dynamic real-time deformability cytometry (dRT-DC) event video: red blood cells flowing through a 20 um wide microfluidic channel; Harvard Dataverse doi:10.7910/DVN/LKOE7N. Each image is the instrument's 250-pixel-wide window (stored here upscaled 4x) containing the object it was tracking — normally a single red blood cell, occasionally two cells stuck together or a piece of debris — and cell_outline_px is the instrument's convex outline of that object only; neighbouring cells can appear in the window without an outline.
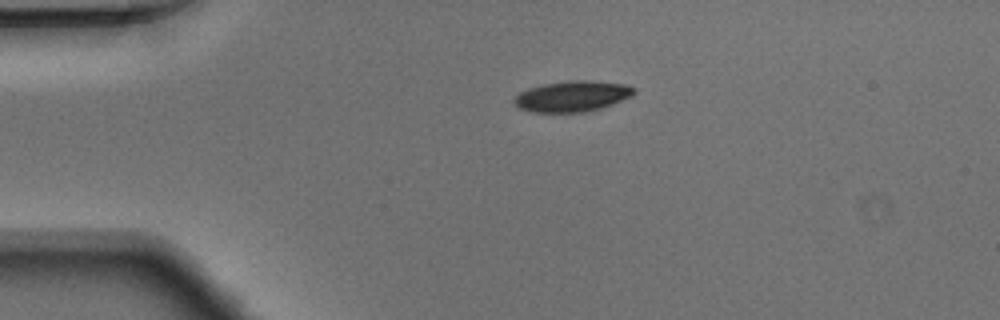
{"species": "Egyptian fruit bat (a non-hibernating species)", "species_latin": "Rousettus aegyptiacus", "temperature_condition": "warm", "stored_images_in_passage": 38, "camera_frame_rate_fps": 3000, "um_per_image_px": 0.085, "animal": {"sex": "male"}, "frame": {"image": 1, "passage_image": 1, "time_ms": 0.0, "image_size_px": [1000, 320], "cell_outline_px": [[636, 92], [632, 96], [612, 104], [600, 108], [584, 112], [532, 112], [520, 108], [512, 100], [520, 92], [528, 88], [544, 84], [568, 80], [588, 80], [624, 84], [636, 88]], "centroid_in_image_um": [48.66, 8.17], "position_along_channel_um": 36.3, "area_um2": 21.44}}
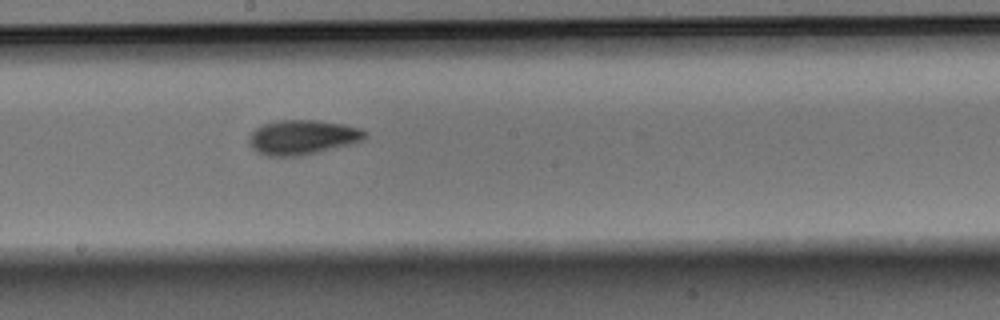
{"frame": {"image": 2, "passage_image": 17, "time_ms": 5.333, "image_size_px": [1000, 320], "cell_outline_px": [[368, 136], [360, 140], [348, 144], [300, 156], [268, 156], [252, 148], [248, 144], [248, 140], [252, 132], [256, 128], [264, 124], [276, 120], [320, 120], [344, 124], [360, 128]], "centroid_in_image_um": [25.67, 11.65], "position_along_channel_um": 222.5, "area_um2": 23.12}}
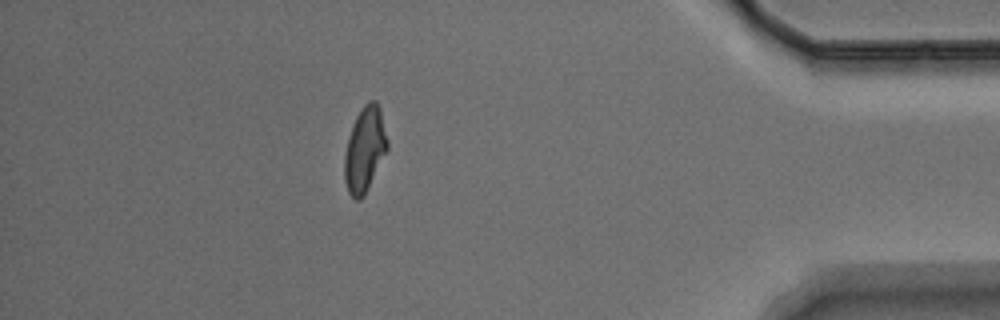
{"frame": {"image": 3, "passage_image": 33, "time_ms": 10.667, "image_size_px": [1000, 320], "cell_outline_px": [[388, 148], [364, 196], [360, 200], [356, 200], [348, 192], [344, 180], [344, 156], [348, 136], [356, 116], [364, 104], [368, 100], [376, 100], [380, 108], [388, 140]], "centroid_in_image_um": [31.0, 12.69], "position_along_channel_um": 404.2, "area_um2": 21.27}}